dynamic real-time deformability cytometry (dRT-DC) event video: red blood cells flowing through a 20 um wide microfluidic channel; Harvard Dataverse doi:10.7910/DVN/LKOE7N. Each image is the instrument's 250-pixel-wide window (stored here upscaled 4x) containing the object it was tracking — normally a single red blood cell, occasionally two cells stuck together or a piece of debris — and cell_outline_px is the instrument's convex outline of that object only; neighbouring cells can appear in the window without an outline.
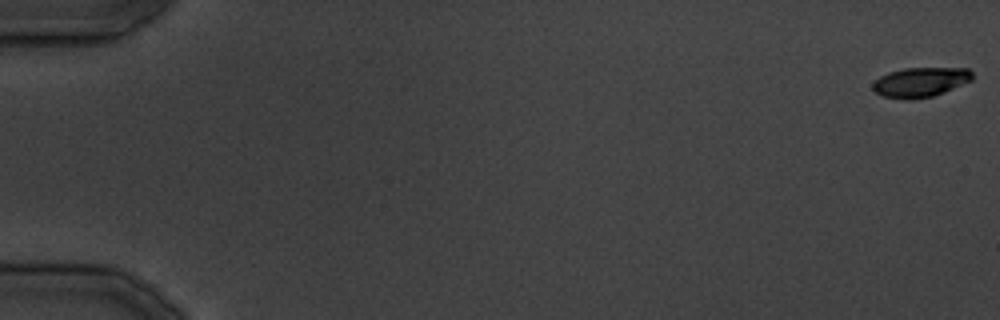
{"species": "common noctule bat (a hibernating species)", "species_latin": "Nyctalus noctula", "temperature_condition": "cold", "stored_images_in_passage": 26, "camera_frame_rate_fps": 3000, "um_per_image_px": 0.085, "animal": {"sex": "male", "body_mass_g": 19.5, "forearm_length_mm": 54.6}, "frame": {"image": 1, "passage_image": 1, "time_ms": 0.0, "image_size_px": [1000, 320], "cell_outline_px": [[972, 80], [944, 92], [932, 96], [908, 100], [904, 100], [884, 96], [876, 92], [872, 88], [872, 84], [880, 76], [888, 72], [904, 68], [968, 68], [972, 72]], "centroid_in_image_um": [78.22, 6.98], "position_along_channel_um": 6.8, "area_um2": 17.17}}
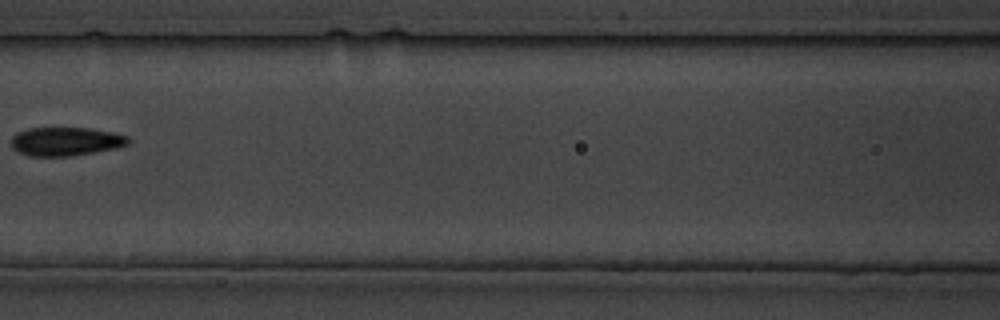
{"frame": {"image": 2, "passage_image": 18, "time_ms": 21.0, "image_size_px": [1000, 320], "cell_outline_px": [[132, 140], [128, 144], [116, 148], [72, 156], [28, 156], [16, 152], [12, 148], [12, 136], [16, 132], [28, 128], [88, 128], [112, 132], [128, 136]], "centroid_in_image_um": [5.57, 12.02], "position_along_channel_um": 161.0, "area_um2": 19.71}}
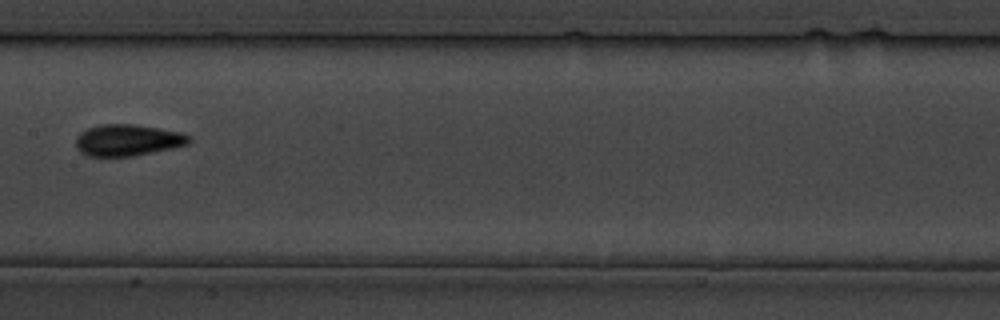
{"frame": {"image": 3, "passage_image": 20, "time_ms": 23.333, "image_size_px": [1000, 320], "cell_outline_px": [[192, 140], [188, 144], [172, 148], [132, 156], [88, 156], [80, 152], [76, 148], [76, 136], [80, 132], [88, 128], [100, 124], [132, 124], [160, 128], [184, 132], [192, 136]], "centroid_in_image_um": [10.87, 11.9], "position_along_channel_um": 196.5, "area_um2": 20.98}}